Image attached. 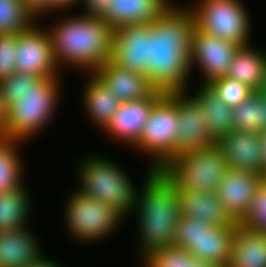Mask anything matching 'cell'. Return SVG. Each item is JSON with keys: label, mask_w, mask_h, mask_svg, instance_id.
<instances>
[{"label": "cell", "mask_w": 266, "mask_h": 267, "mask_svg": "<svg viewBox=\"0 0 266 267\" xmlns=\"http://www.w3.org/2000/svg\"><path fill=\"white\" fill-rule=\"evenodd\" d=\"M195 22L191 11L171 6L151 23L150 65L146 77L164 93L187 91Z\"/></svg>", "instance_id": "obj_1"}, {"label": "cell", "mask_w": 266, "mask_h": 267, "mask_svg": "<svg viewBox=\"0 0 266 267\" xmlns=\"http://www.w3.org/2000/svg\"><path fill=\"white\" fill-rule=\"evenodd\" d=\"M133 209L140 227L141 256L173 246L180 218L179 189L162 169L150 168Z\"/></svg>", "instance_id": "obj_2"}, {"label": "cell", "mask_w": 266, "mask_h": 267, "mask_svg": "<svg viewBox=\"0 0 266 267\" xmlns=\"http://www.w3.org/2000/svg\"><path fill=\"white\" fill-rule=\"evenodd\" d=\"M48 31L58 66L66 63L92 73L111 57L113 29L98 16L68 17Z\"/></svg>", "instance_id": "obj_3"}, {"label": "cell", "mask_w": 266, "mask_h": 267, "mask_svg": "<svg viewBox=\"0 0 266 267\" xmlns=\"http://www.w3.org/2000/svg\"><path fill=\"white\" fill-rule=\"evenodd\" d=\"M59 78H41L7 108L2 138L26 142L49 122L59 98Z\"/></svg>", "instance_id": "obj_4"}, {"label": "cell", "mask_w": 266, "mask_h": 267, "mask_svg": "<svg viewBox=\"0 0 266 267\" xmlns=\"http://www.w3.org/2000/svg\"><path fill=\"white\" fill-rule=\"evenodd\" d=\"M117 166L106 158L91 155L80 166L78 175L81 177V186L75 191L115 208L124 216L133 211L139 191L121 167Z\"/></svg>", "instance_id": "obj_5"}, {"label": "cell", "mask_w": 266, "mask_h": 267, "mask_svg": "<svg viewBox=\"0 0 266 267\" xmlns=\"http://www.w3.org/2000/svg\"><path fill=\"white\" fill-rule=\"evenodd\" d=\"M161 169L179 190L215 193L229 170L225 154L217 143L179 154Z\"/></svg>", "instance_id": "obj_6"}, {"label": "cell", "mask_w": 266, "mask_h": 267, "mask_svg": "<svg viewBox=\"0 0 266 267\" xmlns=\"http://www.w3.org/2000/svg\"><path fill=\"white\" fill-rule=\"evenodd\" d=\"M190 7L195 28L221 39L247 47L249 40V15L240 0H201Z\"/></svg>", "instance_id": "obj_7"}, {"label": "cell", "mask_w": 266, "mask_h": 267, "mask_svg": "<svg viewBox=\"0 0 266 267\" xmlns=\"http://www.w3.org/2000/svg\"><path fill=\"white\" fill-rule=\"evenodd\" d=\"M178 118L176 102L165 93L152 107L140 138L133 144L153 156L150 168L161 169L175 157Z\"/></svg>", "instance_id": "obj_8"}, {"label": "cell", "mask_w": 266, "mask_h": 267, "mask_svg": "<svg viewBox=\"0 0 266 267\" xmlns=\"http://www.w3.org/2000/svg\"><path fill=\"white\" fill-rule=\"evenodd\" d=\"M70 197L64 209V218L69 233L76 239L90 243L105 237L124 217L115 208L77 191Z\"/></svg>", "instance_id": "obj_9"}, {"label": "cell", "mask_w": 266, "mask_h": 267, "mask_svg": "<svg viewBox=\"0 0 266 267\" xmlns=\"http://www.w3.org/2000/svg\"><path fill=\"white\" fill-rule=\"evenodd\" d=\"M35 25L17 33L16 71L39 78L59 77L49 31Z\"/></svg>", "instance_id": "obj_10"}, {"label": "cell", "mask_w": 266, "mask_h": 267, "mask_svg": "<svg viewBox=\"0 0 266 267\" xmlns=\"http://www.w3.org/2000/svg\"><path fill=\"white\" fill-rule=\"evenodd\" d=\"M186 93V91L167 93L176 102L179 113L175 156L217 143L204 119L201 105L193 96L189 98V94Z\"/></svg>", "instance_id": "obj_11"}, {"label": "cell", "mask_w": 266, "mask_h": 267, "mask_svg": "<svg viewBox=\"0 0 266 267\" xmlns=\"http://www.w3.org/2000/svg\"><path fill=\"white\" fill-rule=\"evenodd\" d=\"M151 23L113 29L110 61L129 71L146 76L150 65Z\"/></svg>", "instance_id": "obj_12"}, {"label": "cell", "mask_w": 266, "mask_h": 267, "mask_svg": "<svg viewBox=\"0 0 266 267\" xmlns=\"http://www.w3.org/2000/svg\"><path fill=\"white\" fill-rule=\"evenodd\" d=\"M240 46L232 41L197 30L192 35L190 68L198 64L204 71V83L226 76Z\"/></svg>", "instance_id": "obj_13"}, {"label": "cell", "mask_w": 266, "mask_h": 267, "mask_svg": "<svg viewBox=\"0 0 266 267\" xmlns=\"http://www.w3.org/2000/svg\"><path fill=\"white\" fill-rule=\"evenodd\" d=\"M266 176L253 171L229 169L216 191L220 203L240 223Z\"/></svg>", "instance_id": "obj_14"}, {"label": "cell", "mask_w": 266, "mask_h": 267, "mask_svg": "<svg viewBox=\"0 0 266 267\" xmlns=\"http://www.w3.org/2000/svg\"><path fill=\"white\" fill-rule=\"evenodd\" d=\"M260 142V133L246 130H232L217 140L229 169L253 171L266 176Z\"/></svg>", "instance_id": "obj_15"}, {"label": "cell", "mask_w": 266, "mask_h": 267, "mask_svg": "<svg viewBox=\"0 0 266 267\" xmlns=\"http://www.w3.org/2000/svg\"><path fill=\"white\" fill-rule=\"evenodd\" d=\"M164 94V92L156 90L142 100L121 103L104 129L112 135V138L133 146L140 138L152 107Z\"/></svg>", "instance_id": "obj_16"}, {"label": "cell", "mask_w": 266, "mask_h": 267, "mask_svg": "<svg viewBox=\"0 0 266 267\" xmlns=\"http://www.w3.org/2000/svg\"><path fill=\"white\" fill-rule=\"evenodd\" d=\"M169 0H111V6L100 17L112 29L126 25L150 24L173 4Z\"/></svg>", "instance_id": "obj_17"}, {"label": "cell", "mask_w": 266, "mask_h": 267, "mask_svg": "<svg viewBox=\"0 0 266 267\" xmlns=\"http://www.w3.org/2000/svg\"><path fill=\"white\" fill-rule=\"evenodd\" d=\"M121 103L142 100L156 89L145 75L120 68L110 60L93 72Z\"/></svg>", "instance_id": "obj_18"}, {"label": "cell", "mask_w": 266, "mask_h": 267, "mask_svg": "<svg viewBox=\"0 0 266 267\" xmlns=\"http://www.w3.org/2000/svg\"><path fill=\"white\" fill-rule=\"evenodd\" d=\"M180 215L217 227L234 226L237 222L220 203L215 192L179 190Z\"/></svg>", "instance_id": "obj_19"}, {"label": "cell", "mask_w": 266, "mask_h": 267, "mask_svg": "<svg viewBox=\"0 0 266 267\" xmlns=\"http://www.w3.org/2000/svg\"><path fill=\"white\" fill-rule=\"evenodd\" d=\"M25 229L0 232V267H25L43 255L40 245Z\"/></svg>", "instance_id": "obj_20"}, {"label": "cell", "mask_w": 266, "mask_h": 267, "mask_svg": "<svg viewBox=\"0 0 266 267\" xmlns=\"http://www.w3.org/2000/svg\"><path fill=\"white\" fill-rule=\"evenodd\" d=\"M227 267H266V233L237 222Z\"/></svg>", "instance_id": "obj_21"}, {"label": "cell", "mask_w": 266, "mask_h": 267, "mask_svg": "<svg viewBox=\"0 0 266 267\" xmlns=\"http://www.w3.org/2000/svg\"><path fill=\"white\" fill-rule=\"evenodd\" d=\"M84 90V104L91 120L104 128L110 122L121 102L115 94L92 72Z\"/></svg>", "instance_id": "obj_22"}, {"label": "cell", "mask_w": 266, "mask_h": 267, "mask_svg": "<svg viewBox=\"0 0 266 267\" xmlns=\"http://www.w3.org/2000/svg\"><path fill=\"white\" fill-rule=\"evenodd\" d=\"M266 65V52L255 48L240 47L233 57L226 77L237 80L252 90L258 91L262 85L264 68Z\"/></svg>", "instance_id": "obj_23"}, {"label": "cell", "mask_w": 266, "mask_h": 267, "mask_svg": "<svg viewBox=\"0 0 266 267\" xmlns=\"http://www.w3.org/2000/svg\"><path fill=\"white\" fill-rule=\"evenodd\" d=\"M193 97L201 105L209 130L217 140L233 130V107L222 102L208 84H202Z\"/></svg>", "instance_id": "obj_24"}, {"label": "cell", "mask_w": 266, "mask_h": 267, "mask_svg": "<svg viewBox=\"0 0 266 267\" xmlns=\"http://www.w3.org/2000/svg\"><path fill=\"white\" fill-rule=\"evenodd\" d=\"M234 234L235 225L225 227L213 226L210 230L205 231L200 238L198 252L194 256L201 261L227 267L231 259Z\"/></svg>", "instance_id": "obj_25"}, {"label": "cell", "mask_w": 266, "mask_h": 267, "mask_svg": "<svg viewBox=\"0 0 266 267\" xmlns=\"http://www.w3.org/2000/svg\"><path fill=\"white\" fill-rule=\"evenodd\" d=\"M24 187L0 193V232L26 228L30 202Z\"/></svg>", "instance_id": "obj_26"}, {"label": "cell", "mask_w": 266, "mask_h": 267, "mask_svg": "<svg viewBox=\"0 0 266 267\" xmlns=\"http://www.w3.org/2000/svg\"><path fill=\"white\" fill-rule=\"evenodd\" d=\"M23 141L0 138V193L23 186L22 164L16 145Z\"/></svg>", "instance_id": "obj_27"}, {"label": "cell", "mask_w": 266, "mask_h": 267, "mask_svg": "<svg viewBox=\"0 0 266 267\" xmlns=\"http://www.w3.org/2000/svg\"><path fill=\"white\" fill-rule=\"evenodd\" d=\"M35 18L23 0H0V35L19 33L30 27Z\"/></svg>", "instance_id": "obj_28"}, {"label": "cell", "mask_w": 266, "mask_h": 267, "mask_svg": "<svg viewBox=\"0 0 266 267\" xmlns=\"http://www.w3.org/2000/svg\"><path fill=\"white\" fill-rule=\"evenodd\" d=\"M261 94L255 91L242 103L233 107V130L262 132Z\"/></svg>", "instance_id": "obj_29"}, {"label": "cell", "mask_w": 266, "mask_h": 267, "mask_svg": "<svg viewBox=\"0 0 266 267\" xmlns=\"http://www.w3.org/2000/svg\"><path fill=\"white\" fill-rule=\"evenodd\" d=\"M212 227V224L180 215L174 245L189 251L194 256L198 252L200 238Z\"/></svg>", "instance_id": "obj_30"}, {"label": "cell", "mask_w": 266, "mask_h": 267, "mask_svg": "<svg viewBox=\"0 0 266 267\" xmlns=\"http://www.w3.org/2000/svg\"><path fill=\"white\" fill-rule=\"evenodd\" d=\"M192 254L175 245L153 249L143 256L146 267H189Z\"/></svg>", "instance_id": "obj_31"}, {"label": "cell", "mask_w": 266, "mask_h": 267, "mask_svg": "<svg viewBox=\"0 0 266 267\" xmlns=\"http://www.w3.org/2000/svg\"><path fill=\"white\" fill-rule=\"evenodd\" d=\"M208 85L230 107L239 105L255 92L249 86L226 76L215 79Z\"/></svg>", "instance_id": "obj_32"}, {"label": "cell", "mask_w": 266, "mask_h": 267, "mask_svg": "<svg viewBox=\"0 0 266 267\" xmlns=\"http://www.w3.org/2000/svg\"><path fill=\"white\" fill-rule=\"evenodd\" d=\"M41 78L28 73H13L11 76L0 81V94L6 109L20 96L32 88Z\"/></svg>", "instance_id": "obj_33"}, {"label": "cell", "mask_w": 266, "mask_h": 267, "mask_svg": "<svg viewBox=\"0 0 266 267\" xmlns=\"http://www.w3.org/2000/svg\"><path fill=\"white\" fill-rule=\"evenodd\" d=\"M240 223L248 229L266 233V180L255 193L251 207Z\"/></svg>", "instance_id": "obj_34"}, {"label": "cell", "mask_w": 266, "mask_h": 267, "mask_svg": "<svg viewBox=\"0 0 266 267\" xmlns=\"http://www.w3.org/2000/svg\"><path fill=\"white\" fill-rule=\"evenodd\" d=\"M17 33L0 35V81L16 73Z\"/></svg>", "instance_id": "obj_35"}, {"label": "cell", "mask_w": 266, "mask_h": 267, "mask_svg": "<svg viewBox=\"0 0 266 267\" xmlns=\"http://www.w3.org/2000/svg\"><path fill=\"white\" fill-rule=\"evenodd\" d=\"M85 5L86 11L84 15H92L101 17L105 11L111 6V0H81Z\"/></svg>", "instance_id": "obj_36"}, {"label": "cell", "mask_w": 266, "mask_h": 267, "mask_svg": "<svg viewBox=\"0 0 266 267\" xmlns=\"http://www.w3.org/2000/svg\"><path fill=\"white\" fill-rule=\"evenodd\" d=\"M27 7L35 14L39 16L46 12L47 14V0H23Z\"/></svg>", "instance_id": "obj_37"}, {"label": "cell", "mask_w": 266, "mask_h": 267, "mask_svg": "<svg viewBox=\"0 0 266 267\" xmlns=\"http://www.w3.org/2000/svg\"><path fill=\"white\" fill-rule=\"evenodd\" d=\"M80 0H47V12L57 9H65L71 7V4L79 2Z\"/></svg>", "instance_id": "obj_38"}, {"label": "cell", "mask_w": 266, "mask_h": 267, "mask_svg": "<svg viewBox=\"0 0 266 267\" xmlns=\"http://www.w3.org/2000/svg\"><path fill=\"white\" fill-rule=\"evenodd\" d=\"M45 256H42L38 261H34L33 263L25 266V267H62L54 260L47 259ZM50 260V261H49Z\"/></svg>", "instance_id": "obj_39"}, {"label": "cell", "mask_w": 266, "mask_h": 267, "mask_svg": "<svg viewBox=\"0 0 266 267\" xmlns=\"http://www.w3.org/2000/svg\"><path fill=\"white\" fill-rule=\"evenodd\" d=\"M6 122H7V109L2 102L0 94V135H2L5 131Z\"/></svg>", "instance_id": "obj_40"}, {"label": "cell", "mask_w": 266, "mask_h": 267, "mask_svg": "<svg viewBox=\"0 0 266 267\" xmlns=\"http://www.w3.org/2000/svg\"><path fill=\"white\" fill-rule=\"evenodd\" d=\"M189 267H222L212 262H205L197 259L195 256L189 258Z\"/></svg>", "instance_id": "obj_41"}, {"label": "cell", "mask_w": 266, "mask_h": 267, "mask_svg": "<svg viewBox=\"0 0 266 267\" xmlns=\"http://www.w3.org/2000/svg\"><path fill=\"white\" fill-rule=\"evenodd\" d=\"M260 135H261L260 146L263 149L262 160H263V163L266 165V131L260 132Z\"/></svg>", "instance_id": "obj_42"}, {"label": "cell", "mask_w": 266, "mask_h": 267, "mask_svg": "<svg viewBox=\"0 0 266 267\" xmlns=\"http://www.w3.org/2000/svg\"><path fill=\"white\" fill-rule=\"evenodd\" d=\"M262 108V131H266V97L261 95Z\"/></svg>", "instance_id": "obj_43"}, {"label": "cell", "mask_w": 266, "mask_h": 267, "mask_svg": "<svg viewBox=\"0 0 266 267\" xmlns=\"http://www.w3.org/2000/svg\"><path fill=\"white\" fill-rule=\"evenodd\" d=\"M258 92L262 95L266 97V65L264 68V76H263V80H262V85L260 87V89L258 90Z\"/></svg>", "instance_id": "obj_44"}]
</instances>
